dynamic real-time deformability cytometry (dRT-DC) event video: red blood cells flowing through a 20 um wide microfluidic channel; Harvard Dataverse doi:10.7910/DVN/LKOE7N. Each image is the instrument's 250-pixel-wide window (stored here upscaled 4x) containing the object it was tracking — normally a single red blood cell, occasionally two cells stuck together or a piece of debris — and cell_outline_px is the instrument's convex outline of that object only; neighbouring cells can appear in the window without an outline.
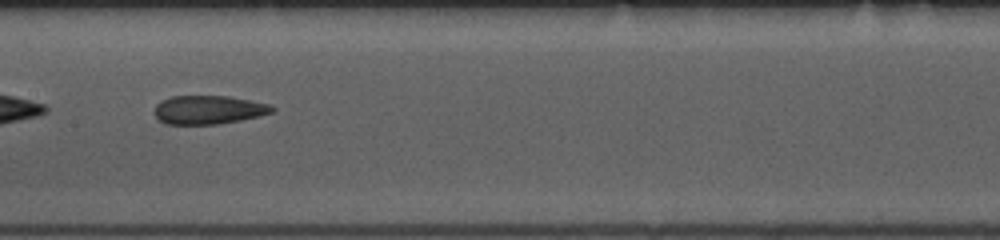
{"species": "common noctule bat (a hibernating species)", "species_latin": "Nyctalus noctula", "temperature_condition": "room temperature", "stored_images_in_passage": 36, "camera_frame_rate_fps": 3000, "um_per_image_px": 0.085, "animal": {"sex": "female", "body_mass_g": 10.0, "forearm_length_mm": 53.1}, "frame": {"image": 1, "passage_image": 11, "time_ms": 3.333, "image_size_px": [1000, 240], "cell_outline_px": [[276, 108], [272, 112], [260, 116], [240, 120], [216, 124], [164, 124], [156, 116], [156, 104], [160, 100], [172, 96], [228, 96], [272, 104]], "centroid_in_image_um": [17.75, 9.32], "position_along_channel_um": 189.6, "area_um2": 19.65}}
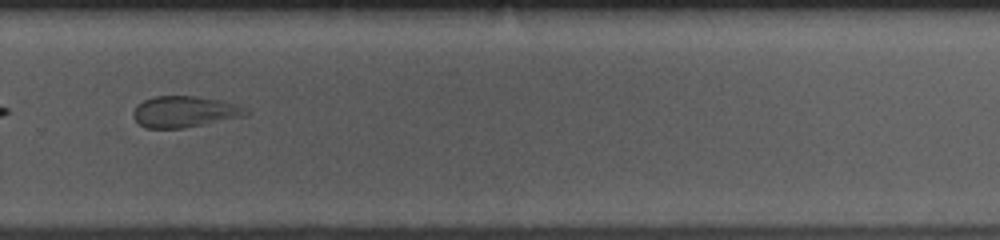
{"frame": {"image": 2, "passage_image": 21, "time_ms": 6.667, "image_size_px": [1000, 240], "cell_outline_px": [[252, 112], [248, 116], [184, 128], [144, 128], [132, 116], [132, 112], [136, 104], [152, 96], [196, 96], [220, 100], [236, 104]], "centroid_in_image_um": [15.7, 9.5], "position_along_channel_um": 314.1, "area_um2": 20.81}, "authors_computed_cell_mechanics": {"area_um2": 20.3745, "velocity_mm_per_s": 3.7481, "shape_relaxation_time_tau1_ms": 8.6253, "shape_relaxation_time_tau2_ms": 1.417, "deformation_change_tau1": 0.1853, "deformation_change_tau2": 0.0829}}